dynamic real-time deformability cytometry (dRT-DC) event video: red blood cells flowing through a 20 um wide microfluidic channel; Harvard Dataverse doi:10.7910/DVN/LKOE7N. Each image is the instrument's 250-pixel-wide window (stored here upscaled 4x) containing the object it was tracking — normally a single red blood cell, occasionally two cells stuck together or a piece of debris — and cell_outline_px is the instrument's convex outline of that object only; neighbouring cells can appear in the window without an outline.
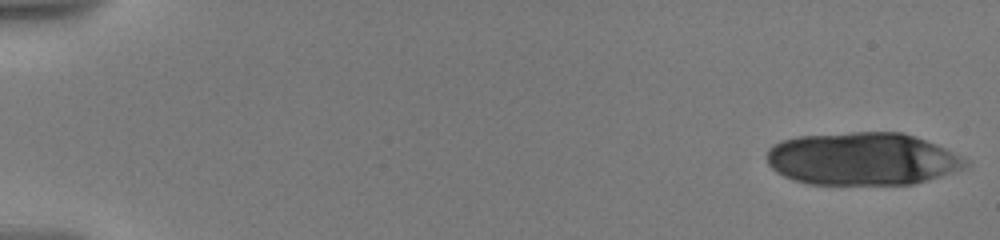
{"species": "human", "species_latin": "Homo sapiens", "temperature_condition": "warm", "stored_images_in_passage": 19, "camera_frame_rate_fps": 3000, "um_per_image_px": 0.085, "donor": {"sex": "male"}, "frame": {"image": 1, "passage_image": 1, "time_ms": 0.0, "image_size_px": [1000, 240], "cell_outline_px": [[968, 164], [952, 172], [940, 176], [912, 184], [808, 184], [792, 180], [776, 172], [768, 164], [768, 148], [772, 144], [780, 140], [796, 136], [852, 132], [900, 132], [916, 136], [936, 144], [968, 160]], "centroid_in_image_um": [73.24, 13.49], "position_along_channel_um": 11.8, "area_um2": 61.04}}
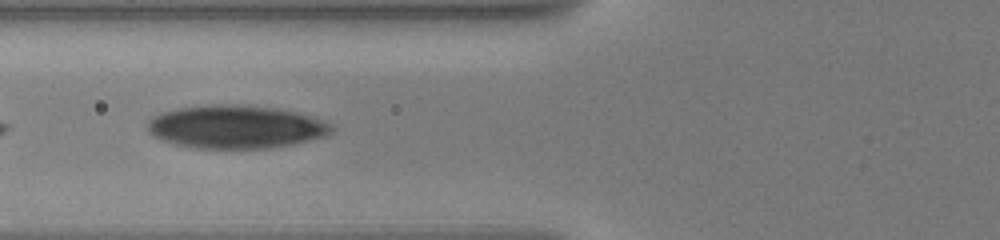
{"frame": {"image": 2, "passage_image": 13, "time_ms": 7.667, "image_size_px": [1000, 240], "cell_outline_px": [[336, 128], [328, 136], [292, 144], [272, 148], [196, 148], [172, 144], [160, 140], [152, 136], [148, 132], [148, 120], [152, 116], [160, 112], [180, 108], [208, 104], [240, 104], [276, 108], [296, 112], [312, 116], [332, 124]], "centroid_in_image_um": [20.04, 10.78], "position_along_channel_um": 105.8, "area_um2": 46.88}}
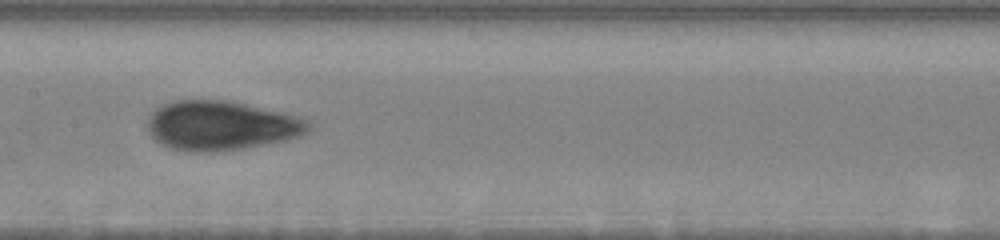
{"frame": {"image": 3, "passage_image": 16, "time_ms": 10.0, "image_size_px": [1000, 240], "cell_outline_px": [[312, 124], [304, 132], [296, 136], [280, 140], [244, 148], [212, 152], [192, 152], [168, 148], [160, 144], [148, 132], [148, 116], [160, 104], [172, 100], [228, 100], [280, 112], [296, 116], [308, 120]], "centroid_in_image_um": [18.68, 10.66], "position_along_channel_um": 188.7, "area_um2": 46.01}}